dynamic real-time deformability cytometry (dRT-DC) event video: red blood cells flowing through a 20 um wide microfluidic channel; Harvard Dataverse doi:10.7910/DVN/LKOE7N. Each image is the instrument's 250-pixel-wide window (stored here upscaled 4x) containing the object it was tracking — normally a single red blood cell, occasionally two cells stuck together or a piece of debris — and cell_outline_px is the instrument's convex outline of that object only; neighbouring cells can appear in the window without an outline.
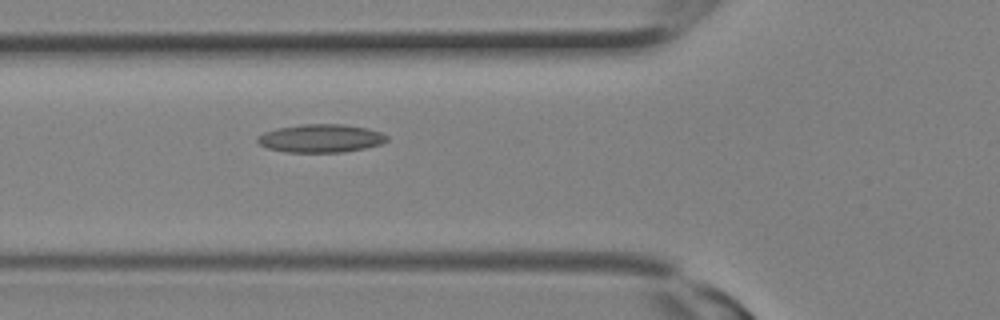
{"species": "Egyptian fruit bat (a non-hibernating species)", "species_latin": "Rousettus aegyptiacus", "temperature_condition": "room temperature", "stored_images_in_passage": 9, "camera_frame_rate_fps": 3000, "um_per_image_px": 0.085, "animal": {"sex": "female"}, "frame": {"image": 1, "passage_image": 9, "time_ms": 2.667, "image_size_px": [1000, 320], "cell_outline_px": [[388, 140], [380, 144], [364, 148], [340, 152], [288, 152], [268, 148], [260, 144], [256, 140], [256, 136], [264, 132], [276, 128], [300, 124], [344, 124], [368, 128], [380, 132], [388, 136]], "centroid_in_image_um": [27.25, 11.74], "position_along_channel_um": 98.6, "area_um2": 21.27}}